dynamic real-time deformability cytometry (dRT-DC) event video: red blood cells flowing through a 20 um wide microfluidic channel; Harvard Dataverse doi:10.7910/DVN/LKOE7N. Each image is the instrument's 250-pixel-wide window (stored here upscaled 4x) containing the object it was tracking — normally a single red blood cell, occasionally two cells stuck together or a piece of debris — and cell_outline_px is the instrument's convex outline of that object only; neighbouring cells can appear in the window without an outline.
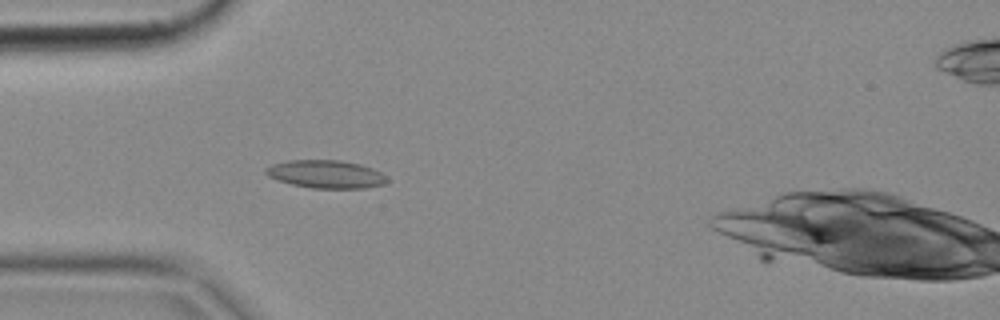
{"species": "common noctule bat (a hibernating species)", "species_latin": "Nyctalus noctula", "temperature_condition": "cold", "stored_images_in_passage": 3, "camera_frame_rate_fps": 3000, "um_per_image_px": 0.085, "animal": {"sex": "female", "body_mass_g": 18.4}, "frame": {"image": 1, "passage_image": 3, "time_ms": 0.667, "image_size_px": [1000, 320], "cell_outline_px": [[388, 180], [384, 184], [364, 188], [312, 188], [292, 184], [268, 176], [264, 172], [264, 168], [272, 164], [288, 160], [340, 160], [360, 164], [372, 168], [380, 172]], "centroid_in_image_um": [27.68, 14.8], "position_along_channel_um": 57.3, "area_um2": 19.65}}